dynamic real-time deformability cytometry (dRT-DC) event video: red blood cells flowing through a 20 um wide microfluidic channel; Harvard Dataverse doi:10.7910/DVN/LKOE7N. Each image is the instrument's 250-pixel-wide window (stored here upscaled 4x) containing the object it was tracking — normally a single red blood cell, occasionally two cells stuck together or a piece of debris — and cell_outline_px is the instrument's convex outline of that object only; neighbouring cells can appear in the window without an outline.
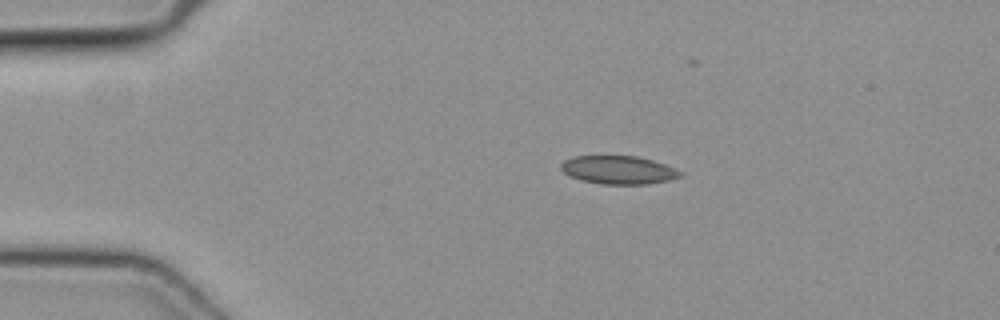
{"species": "common noctule bat (a hibernating species)", "species_latin": "Nyctalus noctula", "temperature_condition": "cold", "stored_images_in_passage": 31, "camera_frame_rate_fps": 3000, "um_per_image_px": 0.085, "animal": {"sex": "female", "body_mass_g": 19.3, "forearm_length_mm": 54.1}, "frame": {"image": 1, "passage_image": 1, "time_ms": 0.0, "image_size_px": [1000, 320], "cell_outline_px": [[684, 176], [672, 180], [648, 184], [600, 184], [580, 180], [564, 172], [560, 168], [560, 164], [564, 160], [576, 156], [636, 156], [652, 160], [664, 164], [684, 172]], "centroid_in_image_um": [52.62, 14.45], "position_along_channel_um": 32.4, "area_um2": 19.77}}
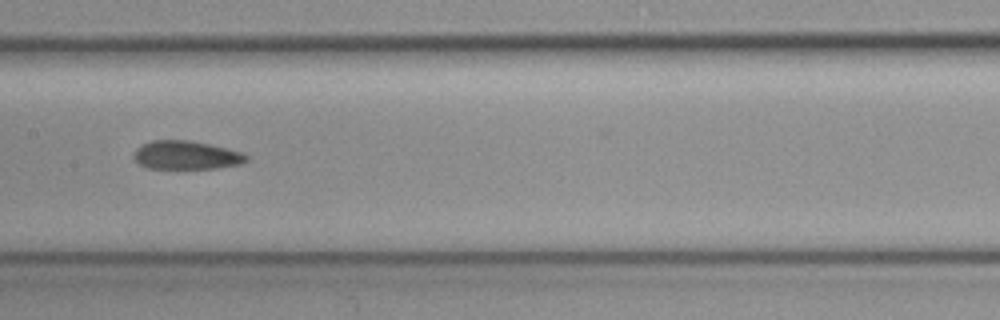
{"frame": {"image": 2, "passage_image": 16, "time_ms": 5.0, "image_size_px": [1000, 320], "cell_outline_px": [[248, 160], [240, 164], [216, 168], [148, 168], [140, 164], [132, 156], [136, 148], [140, 144], [152, 140], [188, 140], [208, 144], [240, 152], [248, 156]], "centroid_in_image_um": [15.78, 13.18], "position_along_channel_um": 191.6, "area_um2": 18.55}}
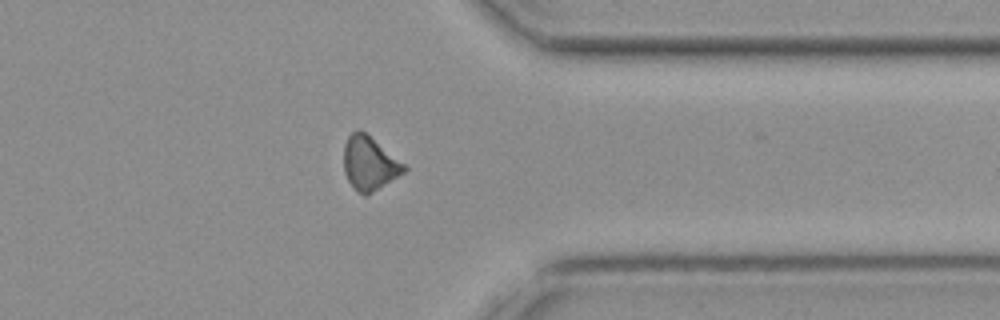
{"frame": {"image": 3, "passage_image": 30, "time_ms": 9.667, "image_size_px": [1000, 320], "cell_outline_px": [[408, 168], [404, 172], [368, 196], [364, 196], [356, 192], [348, 180], [344, 172], [344, 144], [348, 136], [352, 132], [360, 128], [404, 164]], "centroid_in_image_um": [31.37, 13.91], "position_along_channel_um": 380.0, "area_um2": 18.84}}